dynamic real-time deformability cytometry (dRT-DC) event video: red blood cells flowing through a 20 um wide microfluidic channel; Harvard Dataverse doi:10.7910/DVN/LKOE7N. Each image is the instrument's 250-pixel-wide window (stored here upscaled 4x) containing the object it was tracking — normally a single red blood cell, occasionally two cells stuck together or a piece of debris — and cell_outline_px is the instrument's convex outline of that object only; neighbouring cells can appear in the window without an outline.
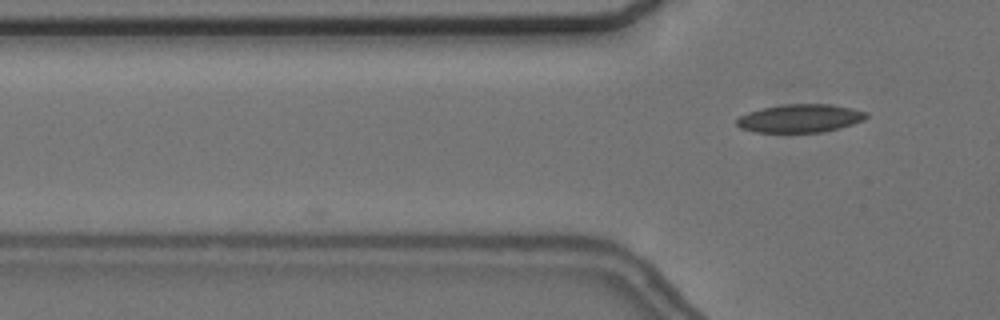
{"species": "common noctule bat (a hibernating species)", "species_latin": "Nyctalus noctula", "temperature_condition": "cold", "stored_images_in_passage": 18, "camera_frame_rate_fps": 3000, "um_per_image_px": 0.085, "animal": {"sex": "female", "body_mass_g": 24.6, "forearm_length_mm": 56.2}, "frame": {"image": 1, "passage_image": 18, "time_ms": 5.667, "image_size_px": [1000, 320], "cell_outline_px": [[868, 116], [864, 120], [852, 124], [820, 132], [752, 132], [740, 128], [736, 124], [736, 120], [740, 116], [748, 112], [760, 108], [780, 104], [828, 104], [852, 108], [868, 112]], "centroid_in_image_um": [67.97, 10.05], "position_along_channel_um": 57.8, "area_um2": 21.33}}